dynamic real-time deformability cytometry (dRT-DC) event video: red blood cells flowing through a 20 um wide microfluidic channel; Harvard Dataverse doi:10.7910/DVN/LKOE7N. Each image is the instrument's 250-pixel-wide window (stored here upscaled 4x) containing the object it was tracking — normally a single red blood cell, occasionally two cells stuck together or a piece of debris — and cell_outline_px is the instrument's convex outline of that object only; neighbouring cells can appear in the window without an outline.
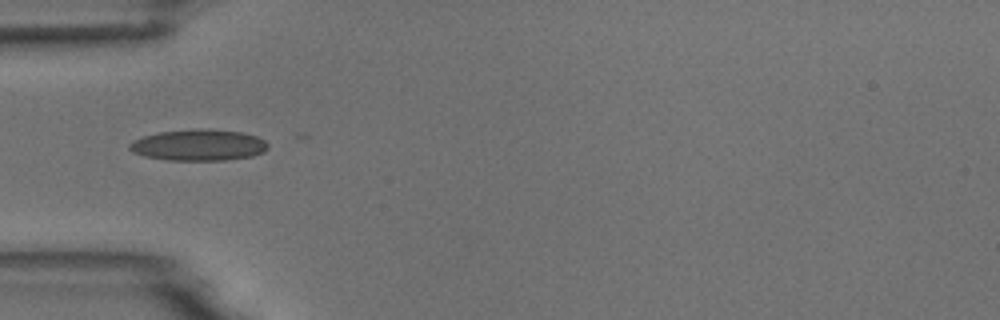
{"species": "common noctule bat (a hibernating species)", "species_latin": "Nyctalus noctula", "temperature_condition": "room temperature", "stored_images_in_passage": 5, "camera_frame_rate_fps": 3000, "um_per_image_px": 0.085, "animal": {"sex": "male", "body_mass_g": 18.8}, "frame": {"image": 1, "passage_image": 1, "time_ms": 0.0, "image_size_px": [1000, 320], "cell_outline_px": [[268, 148], [264, 152], [252, 156], [224, 160], [168, 160], [144, 156], [132, 152], [128, 148], [128, 144], [132, 140], [156, 132], [196, 128], [208, 128], [244, 132], [256, 136], [264, 140], [268, 144]], "centroid_in_image_um": [16.87, 12.31], "position_along_channel_um": 68.1, "area_um2": 25.61}}